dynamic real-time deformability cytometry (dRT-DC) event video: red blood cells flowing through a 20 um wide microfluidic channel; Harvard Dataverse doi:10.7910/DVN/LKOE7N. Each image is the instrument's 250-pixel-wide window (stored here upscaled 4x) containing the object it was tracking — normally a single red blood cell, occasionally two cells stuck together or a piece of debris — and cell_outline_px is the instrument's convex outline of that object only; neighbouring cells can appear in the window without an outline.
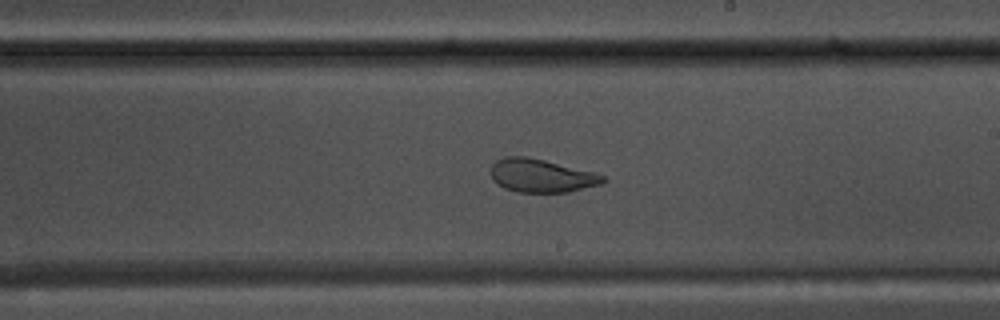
{"species": "common noctule bat (a hibernating species)", "species_latin": "Nyctalus noctula", "temperature_condition": "warm", "stored_images_in_passage": 51, "camera_frame_rate_fps": 3000, "um_per_image_px": 0.085, "animal": {"sex": "male", "body_mass_g": 17.5, "forearm_length_mm": 52.3}, "frame": {"image": 1, "passage_image": 28, "time_ms": 9.0, "image_size_px": [1000, 320], "cell_outline_px": [[608, 180], [600, 184], [568, 192], [516, 192], [504, 188], [496, 184], [492, 180], [492, 164], [496, 160], [504, 156], [524, 156], [544, 160], [592, 172], [604, 176]], "centroid_in_image_um": [45.97, 14.94], "position_along_channel_um": 243.0, "area_um2": 21.62}}
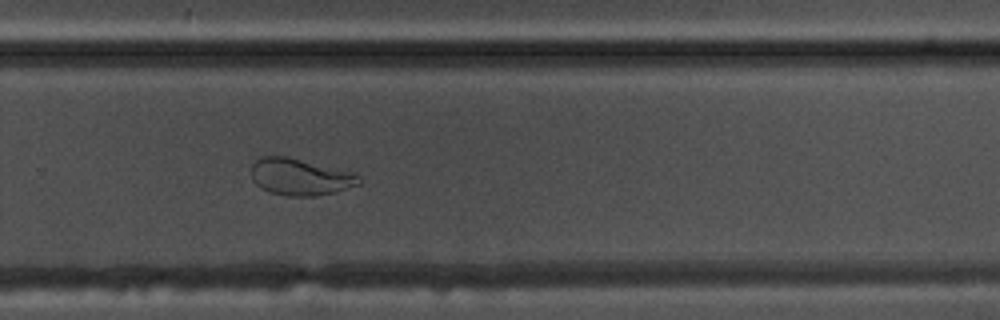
{"frame": {"image": 2, "passage_image": 33, "time_ms": 10.667, "image_size_px": [1000, 320], "cell_outline_px": [[360, 184], [336, 192], [316, 196], [288, 196], [272, 192], [260, 188], [252, 180], [252, 164], [260, 156], [284, 156], [352, 172], [360, 176]], "centroid_in_image_um": [25.5, 15.05], "position_along_channel_um": 304.3, "area_um2": 22.89}}
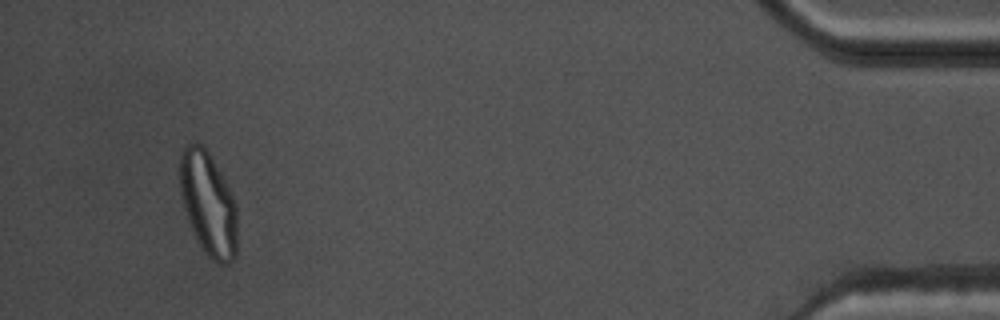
{"frame": {"image": 3, "passage_image": 48, "time_ms": 15.667, "image_size_px": [1000, 320], "cell_outline_px": [[236, 256], [228, 264], [216, 264], [204, 252], [196, 240], [184, 208], [180, 188], [180, 152], [184, 144], [192, 140], [200, 144], [208, 152], [228, 188], [236, 204]], "centroid_in_image_um": [17.68, 17.33], "position_along_channel_um": 417.5, "area_um2": 34.51}, "authors_computed_cell_mechanics": {"area_um2": 26.6458, "velocity_mm_per_s": 3.6892, "shape_relaxation_time_tau1_ms": null, "shape_relaxation_time_tau2_ms": 1.185, "deformation_change_tau1": null, "deformation_change_tau2": 0.0548}}